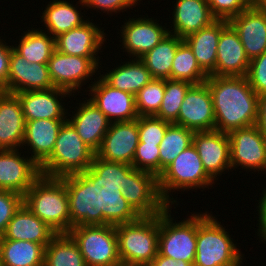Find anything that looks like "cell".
<instances>
[{
    "label": "cell",
    "mask_w": 266,
    "mask_h": 266,
    "mask_svg": "<svg viewBox=\"0 0 266 266\" xmlns=\"http://www.w3.org/2000/svg\"><path fill=\"white\" fill-rule=\"evenodd\" d=\"M229 23L237 31L250 61L266 52V16L256 6H249Z\"/></svg>",
    "instance_id": "23"
},
{
    "label": "cell",
    "mask_w": 266,
    "mask_h": 266,
    "mask_svg": "<svg viewBox=\"0 0 266 266\" xmlns=\"http://www.w3.org/2000/svg\"><path fill=\"white\" fill-rule=\"evenodd\" d=\"M194 132L215 130V115L210 90L203 82L193 84L181 104L178 119L173 123Z\"/></svg>",
    "instance_id": "15"
},
{
    "label": "cell",
    "mask_w": 266,
    "mask_h": 266,
    "mask_svg": "<svg viewBox=\"0 0 266 266\" xmlns=\"http://www.w3.org/2000/svg\"><path fill=\"white\" fill-rule=\"evenodd\" d=\"M93 206L111 217L155 216L168 205L158 190V178L132 167H114L92 189Z\"/></svg>",
    "instance_id": "1"
},
{
    "label": "cell",
    "mask_w": 266,
    "mask_h": 266,
    "mask_svg": "<svg viewBox=\"0 0 266 266\" xmlns=\"http://www.w3.org/2000/svg\"><path fill=\"white\" fill-rule=\"evenodd\" d=\"M194 262H186L183 260H174L171 257L162 256L159 252L152 260L149 266H193Z\"/></svg>",
    "instance_id": "48"
},
{
    "label": "cell",
    "mask_w": 266,
    "mask_h": 266,
    "mask_svg": "<svg viewBox=\"0 0 266 266\" xmlns=\"http://www.w3.org/2000/svg\"><path fill=\"white\" fill-rule=\"evenodd\" d=\"M132 168L160 175L159 144L139 142L131 165Z\"/></svg>",
    "instance_id": "39"
},
{
    "label": "cell",
    "mask_w": 266,
    "mask_h": 266,
    "mask_svg": "<svg viewBox=\"0 0 266 266\" xmlns=\"http://www.w3.org/2000/svg\"><path fill=\"white\" fill-rule=\"evenodd\" d=\"M170 124L155 116H138L139 142L160 144Z\"/></svg>",
    "instance_id": "40"
},
{
    "label": "cell",
    "mask_w": 266,
    "mask_h": 266,
    "mask_svg": "<svg viewBox=\"0 0 266 266\" xmlns=\"http://www.w3.org/2000/svg\"><path fill=\"white\" fill-rule=\"evenodd\" d=\"M39 168L41 175L46 177L80 180L91 189L98 184L96 153L67 120L58 132L51 155Z\"/></svg>",
    "instance_id": "4"
},
{
    "label": "cell",
    "mask_w": 266,
    "mask_h": 266,
    "mask_svg": "<svg viewBox=\"0 0 266 266\" xmlns=\"http://www.w3.org/2000/svg\"><path fill=\"white\" fill-rule=\"evenodd\" d=\"M249 6H255L259 0H244Z\"/></svg>",
    "instance_id": "50"
},
{
    "label": "cell",
    "mask_w": 266,
    "mask_h": 266,
    "mask_svg": "<svg viewBox=\"0 0 266 266\" xmlns=\"http://www.w3.org/2000/svg\"><path fill=\"white\" fill-rule=\"evenodd\" d=\"M68 1L69 0L48 1L44 11L41 13L42 16L41 14L39 16L41 22H44L42 24L44 29L41 30L48 32L52 37L55 38L61 33L81 26L88 20V18L85 19V17H87L86 15L83 16L84 12H86L83 0H78L75 6L72 3L74 1L71 0V3ZM79 6L81 8H79ZM81 9H83L84 12H81Z\"/></svg>",
    "instance_id": "27"
},
{
    "label": "cell",
    "mask_w": 266,
    "mask_h": 266,
    "mask_svg": "<svg viewBox=\"0 0 266 266\" xmlns=\"http://www.w3.org/2000/svg\"><path fill=\"white\" fill-rule=\"evenodd\" d=\"M193 84L183 80H165V93L161 107L155 117L174 123L178 119L181 104Z\"/></svg>",
    "instance_id": "37"
},
{
    "label": "cell",
    "mask_w": 266,
    "mask_h": 266,
    "mask_svg": "<svg viewBox=\"0 0 266 266\" xmlns=\"http://www.w3.org/2000/svg\"><path fill=\"white\" fill-rule=\"evenodd\" d=\"M2 266H44L45 246L30 241L0 240Z\"/></svg>",
    "instance_id": "33"
},
{
    "label": "cell",
    "mask_w": 266,
    "mask_h": 266,
    "mask_svg": "<svg viewBox=\"0 0 266 266\" xmlns=\"http://www.w3.org/2000/svg\"><path fill=\"white\" fill-rule=\"evenodd\" d=\"M86 266H118V239L114 217L104 215L93 205L71 228Z\"/></svg>",
    "instance_id": "5"
},
{
    "label": "cell",
    "mask_w": 266,
    "mask_h": 266,
    "mask_svg": "<svg viewBox=\"0 0 266 266\" xmlns=\"http://www.w3.org/2000/svg\"><path fill=\"white\" fill-rule=\"evenodd\" d=\"M215 181L206 173L196 147L192 144L182 151L158 176V190L162 200L168 205L178 207V198L172 194L181 190H198L215 185ZM171 196V197H170ZM177 199V200H176Z\"/></svg>",
    "instance_id": "8"
},
{
    "label": "cell",
    "mask_w": 266,
    "mask_h": 266,
    "mask_svg": "<svg viewBox=\"0 0 266 266\" xmlns=\"http://www.w3.org/2000/svg\"><path fill=\"white\" fill-rule=\"evenodd\" d=\"M25 119L15 94L0 91V149H21Z\"/></svg>",
    "instance_id": "26"
},
{
    "label": "cell",
    "mask_w": 266,
    "mask_h": 266,
    "mask_svg": "<svg viewBox=\"0 0 266 266\" xmlns=\"http://www.w3.org/2000/svg\"><path fill=\"white\" fill-rule=\"evenodd\" d=\"M23 204L57 234L69 233L93 205L92 189L80 180L41 175Z\"/></svg>",
    "instance_id": "2"
},
{
    "label": "cell",
    "mask_w": 266,
    "mask_h": 266,
    "mask_svg": "<svg viewBox=\"0 0 266 266\" xmlns=\"http://www.w3.org/2000/svg\"><path fill=\"white\" fill-rule=\"evenodd\" d=\"M193 145L206 173L214 181L217 182L227 170L231 171L230 140L227 133L217 130L194 132Z\"/></svg>",
    "instance_id": "18"
},
{
    "label": "cell",
    "mask_w": 266,
    "mask_h": 266,
    "mask_svg": "<svg viewBox=\"0 0 266 266\" xmlns=\"http://www.w3.org/2000/svg\"><path fill=\"white\" fill-rule=\"evenodd\" d=\"M246 77L258 96L266 93V52L250 61Z\"/></svg>",
    "instance_id": "42"
},
{
    "label": "cell",
    "mask_w": 266,
    "mask_h": 266,
    "mask_svg": "<svg viewBox=\"0 0 266 266\" xmlns=\"http://www.w3.org/2000/svg\"><path fill=\"white\" fill-rule=\"evenodd\" d=\"M208 75L199 66L190 47L182 41L172 61L171 79L188 81L192 84L205 82Z\"/></svg>",
    "instance_id": "36"
},
{
    "label": "cell",
    "mask_w": 266,
    "mask_h": 266,
    "mask_svg": "<svg viewBox=\"0 0 266 266\" xmlns=\"http://www.w3.org/2000/svg\"><path fill=\"white\" fill-rule=\"evenodd\" d=\"M67 119H37L25 121V135L21 146L40 166L52 153L58 132ZM25 146V147H24ZM27 147V149H26Z\"/></svg>",
    "instance_id": "24"
},
{
    "label": "cell",
    "mask_w": 266,
    "mask_h": 266,
    "mask_svg": "<svg viewBox=\"0 0 266 266\" xmlns=\"http://www.w3.org/2000/svg\"><path fill=\"white\" fill-rule=\"evenodd\" d=\"M205 82L212 96L215 130L229 134L256 125L259 96L246 76L209 75Z\"/></svg>",
    "instance_id": "3"
},
{
    "label": "cell",
    "mask_w": 266,
    "mask_h": 266,
    "mask_svg": "<svg viewBox=\"0 0 266 266\" xmlns=\"http://www.w3.org/2000/svg\"><path fill=\"white\" fill-rule=\"evenodd\" d=\"M249 63L237 31L228 23L218 40L214 76H246Z\"/></svg>",
    "instance_id": "22"
},
{
    "label": "cell",
    "mask_w": 266,
    "mask_h": 266,
    "mask_svg": "<svg viewBox=\"0 0 266 266\" xmlns=\"http://www.w3.org/2000/svg\"><path fill=\"white\" fill-rule=\"evenodd\" d=\"M173 17L168 28L169 33L185 38L187 35L199 31L216 20L212 15L207 0H176L172 6ZM173 27V28H172ZM172 29V30H171Z\"/></svg>",
    "instance_id": "25"
},
{
    "label": "cell",
    "mask_w": 266,
    "mask_h": 266,
    "mask_svg": "<svg viewBox=\"0 0 266 266\" xmlns=\"http://www.w3.org/2000/svg\"><path fill=\"white\" fill-rule=\"evenodd\" d=\"M120 62L119 64L116 63L115 68L106 70V73L101 68L99 71L100 75L98 76L112 88L136 95L142 87L153 79L151 73L139 58H126V61Z\"/></svg>",
    "instance_id": "30"
},
{
    "label": "cell",
    "mask_w": 266,
    "mask_h": 266,
    "mask_svg": "<svg viewBox=\"0 0 266 266\" xmlns=\"http://www.w3.org/2000/svg\"><path fill=\"white\" fill-rule=\"evenodd\" d=\"M138 143V118L112 122L96 152L98 182L105 172L114 167H131Z\"/></svg>",
    "instance_id": "10"
},
{
    "label": "cell",
    "mask_w": 266,
    "mask_h": 266,
    "mask_svg": "<svg viewBox=\"0 0 266 266\" xmlns=\"http://www.w3.org/2000/svg\"><path fill=\"white\" fill-rule=\"evenodd\" d=\"M172 206L160 213L158 252L174 260L194 262L197 249V213L190 212L183 220L171 216ZM177 221V222H176Z\"/></svg>",
    "instance_id": "9"
},
{
    "label": "cell",
    "mask_w": 266,
    "mask_h": 266,
    "mask_svg": "<svg viewBox=\"0 0 266 266\" xmlns=\"http://www.w3.org/2000/svg\"><path fill=\"white\" fill-rule=\"evenodd\" d=\"M87 99L82 98V103L78 101L79 105L75 107L77 110L74 108V111L67 112V121L75 128L83 142L96 153L111 122L91 100Z\"/></svg>",
    "instance_id": "21"
},
{
    "label": "cell",
    "mask_w": 266,
    "mask_h": 266,
    "mask_svg": "<svg viewBox=\"0 0 266 266\" xmlns=\"http://www.w3.org/2000/svg\"><path fill=\"white\" fill-rule=\"evenodd\" d=\"M11 47L8 42L0 37V91L6 92V84L9 74Z\"/></svg>",
    "instance_id": "45"
},
{
    "label": "cell",
    "mask_w": 266,
    "mask_h": 266,
    "mask_svg": "<svg viewBox=\"0 0 266 266\" xmlns=\"http://www.w3.org/2000/svg\"><path fill=\"white\" fill-rule=\"evenodd\" d=\"M44 266H86L79 246L69 233L56 234L45 247Z\"/></svg>",
    "instance_id": "34"
},
{
    "label": "cell",
    "mask_w": 266,
    "mask_h": 266,
    "mask_svg": "<svg viewBox=\"0 0 266 266\" xmlns=\"http://www.w3.org/2000/svg\"><path fill=\"white\" fill-rule=\"evenodd\" d=\"M15 95L21 103L25 121L67 119V112L70 109L63 99L66 97L70 99L72 95L66 90L54 87L48 90L18 92Z\"/></svg>",
    "instance_id": "19"
},
{
    "label": "cell",
    "mask_w": 266,
    "mask_h": 266,
    "mask_svg": "<svg viewBox=\"0 0 266 266\" xmlns=\"http://www.w3.org/2000/svg\"><path fill=\"white\" fill-rule=\"evenodd\" d=\"M88 84L85 90L89 92L87 98L105 114L111 123L138 118L135 95L112 88L100 76L94 78L93 84Z\"/></svg>",
    "instance_id": "16"
},
{
    "label": "cell",
    "mask_w": 266,
    "mask_h": 266,
    "mask_svg": "<svg viewBox=\"0 0 266 266\" xmlns=\"http://www.w3.org/2000/svg\"><path fill=\"white\" fill-rule=\"evenodd\" d=\"M118 266H149V265H138V264H126V263H120Z\"/></svg>",
    "instance_id": "51"
},
{
    "label": "cell",
    "mask_w": 266,
    "mask_h": 266,
    "mask_svg": "<svg viewBox=\"0 0 266 266\" xmlns=\"http://www.w3.org/2000/svg\"><path fill=\"white\" fill-rule=\"evenodd\" d=\"M88 20L81 26L73 28L55 37V48L58 52L87 58H101L105 47L107 33L104 27ZM106 37V38H105ZM104 45V47H102ZM100 51V52H99Z\"/></svg>",
    "instance_id": "17"
},
{
    "label": "cell",
    "mask_w": 266,
    "mask_h": 266,
    "mask_svg": "<svg viewBox=\"0 0 266 266\" xmlns=\"http://www.w3.org/2000/svg\"><path fill=\"white\" fill-rule=\"evenodd\" d=\"M255 6L266 16V0H259Z\"/></svg>",
    "instance_id": "49"
},
{
    "label": "cell",
    "mask_w": 266,
    "mask_h": 266,
    "mask_svg": "<svg viewBox=\"0 0 266 266\" xmlns=\"http://www.w3.org/2000/svg\"><path fill=\"white\" fill-rule=\"evenodd\" d=\"M23 151L0 149V190L24 195L41 176L39 165Z\"/></svg>",
    "instance_id": "14"
},
{
    "label": "cell",
    "mask_w": 266,
    "mask_h": 266,
    "mask_svg": "<svg viewBox=\"0 0 266 266\" xmlns=\"http://www.w3.org/2000/svg\"><path fill=\"white\" fill-rule=\"evenodd\" d=\"M182 41L183 38L168 33L153 49L139 58L153 79H171L172 61Z\"/></svg>",
    "instance_id": "32"
},
{
    "label": "cell",
    "mask_w": 266,
    "mask_h": 266,
    "mask_svg": "<svg viewBox=\"0 0 266 266\" xmlns=\"http://www.w3.org/2000/svg\"><path fill=\"white\" fill-rule=\"evenodd\" d=\"M194 131L171 123L159 144L160 174L175 158L193 144Z\"/></svg>",
    "instance_id": "35"
},
{
    "label": "cell",
    "mask_w": 266,
    "mask_h": 266,
    "mask_svg": "<svg viewBox=\"0 0 266 266\" xmlns=\"http://www.w3.org/2000/svg\"><path fill=\"white\" fill-rule=\"evenodd\" d=\"M207 2L216 19L228 21L249 7L244 0H207Z\"/></svg>",
    "instance_id": "43"
},
{
    "label": "cell",
    "mask_w": 266,
    "mask_h": 266,
    "mask_svg": "<svg viewBox=\"0 0 266 266\" xmlns=\"http://www.w3.org/2000/svg\"><path fill=\"white\" fill-rule=\"evenodd\" d=\"M22 205L23 195L14 191L0 190V236Z\"/></svg>",
    "instance_id": "41"
},
{
    "label": "cell",
    "mask_w": 266,
    "mask_h": 266,
    "mask_svg": "<svg viewBox=\"0 0 266 266\" xmlns=\"http://www.w3.org/2000/svg\"><path fill=\"white\" fill-rule=\"evenodd\" d=\"M218 219L209 211L197 213V249L193 266H235L246 260L233 235Z\"/></svg>",
    "instance_id": "7"
},
{
    "label": "cell",
    "mask_w": 266,
    "mask_h": 266,
    "mask_svg": "<svg viewBox=\"0 0 266 266\" xmlns=\"http://www.w3.org/2000/svg\"><path fill=\"white\" fill-rule=\"evenodd\" d=\"M86 10L93 9L99 13H105L106 15L113 16L114 14H120L128 9L136 7V3L133 0H83ZM128 8V9H127ZM99 10V11H98ZM101 10V12H100Z\"/></svg>",
    "instance_id": "44"
},
{
    "label": "cell",
    "mask_w": 266,
    "mask_h": 266,
    "mask_svg": "<svg viewBox=\"0 0 266 266\" xmlns=\"http://www.w3.org/2000/svg\"><path fill=\"white\" fill-rule=\"evenodd\" d=\"M144 16V17H143ZM131 16L124 21L121 29H118L120 42L123 52L127 53L129 58H140L146 52L153 49L168 33V26L162 22L159 23L157 18H149L148 15H141L139 18ZM122 39V40H121Z\"/></svg>",
    "instance_id": "12"
},
{
    "label": "cell",
    "mask_w": 266,
    "mask_h": 266,
    "mask_svg": "<svg viewBox=\"0 0 266 266\" xmlns=\"http://www.w3.org/2000/svg\"><path fill=\"white\" fill-rule=\"evenodd\" d=\"M100 59L67 55L55 50L47 63L54 87L68 91L72 98L75 95L73 100L77 96L75 93H82L81 90L84 92L82 95L88 94L82 87L90 82L89 80L94 83L92 77L99 75L98 70L103 64Z\"/></svg>",
    "instance_id": "11"
},
{
    "label": "cell",
    "mask_w": 266,
    "mask_h": 266,
    "mask_svg": "<svg viewBox=\"0 0 266 266\" xmlns=\"http://www.w3.org/2000/svg\"><path fill=\"white\" fill-rule=\"evenodd\" d=\"M121 263L149 265L159 249L160 214L114 217Z\"/></svg>",
    "instance_id": "6"
},
{
    "label": "cell",
    "mask_w": 266,
    "mask_h": 266,
    "mask_svg": "<svg viewBox=\"0 0 266 266\" xmlns=\"http://www.w3.org/2000/svg\"><path fill=\"white\" fill-rule=\"evenodd\" d=\"M230 157L231 172L238 169L265 173L266 175V139L256 125L231 131ZM240 167V168H239ZM236 168V169H235ZM233 169V170H232Z\"/></svg>",
    "instance_id": "13"
},
{
    "label": "cell",
    "mask_w": 266,
    "mask_h": 266,
    "mask_svg": "<svg viewBox=\"0 0 266 266\" xmlns=\"http://www.w3.org/2000/svg\"><path fill=\"white\" fill-rule=\"evenodd\" d=\"M27 29L12 44L13 49L30 63L47 64L55 48V38L41 28ZM18 42V43H17Z\"/></svg>",
    "instance_id": "31"
},
{
    "label": "cell",
    "mask_w": 266,
    "mask_h": 266,
    "mask_svg": "<svg viewBox=\"0 0 266 266\" xmlns=\"http://www.w3.org/2000/svg\"><path fill=\"white\" fill-rule=\"evenodd\" d=\"M244 262L240 261L238 264H236L235 266H243Z\"/></svg>",
    "instance_id": "52"
},
{
    "label": "cell",
    "mask_w": 266,
    "mask_h": 266,
    "mask_svg": "<svg viewBox=\"0 0 266 266\" xmlns=\"http://www.w3.org/2000/svg\"><path fill=\"white\" fill-rule=\"evenodd\" d=\"M54 88L47 64L30 63L11 47L6 92L39 91Z\"/></svg>",
    "instance_id": "20"
},
{
    "label": "cell",
    "mask_w": 266,
    "mask_h": 266,
    "mask_svg": "<svg viewBox=\"0 0 266 266\" xmlns=\"http://www.w3.org/2000/svg\"><path fill=\"white\" fill-rule=\"evenodd\" d=\"M56 234L23 204L8 223L0 240L30 241L46 247Z\"/></svg>",
    "instance_id": "28"
},
{
    "label": "cell",
    "mask_w": 266,
    "mask_h": 266,
    "mask_svg": "<svg viewBox=\"0 0 266 266\" xmlns=\"http://www.w3.org/2000/svg\"><path fill=\"white\" fill-rule=\"evenodd\" d=\"M165 93V79H152L135 95L138 116H155Z\"/></svg>",
    "instance_id": "38"
},
{
    "label": "cell",
    "mask_w": 266,
    "mask_h": 266,
    "mask_svg": "<svg viewBox=\"0 0 266 266\" xmlns=\"http://www.w3.org/2000/svg\"><path fill=\"white\" fill-rule=\"evenodd\" d=\"M262 193H261V197L259 198L258 204L256 209L257 212V217H258V223L256 225V227H258V231L256 232L259 236V242H262L264 244H266V188H262Z\"/></svg>",
    "instance_id": "46"
},
{
    "label": "cell",
    "mask_w": 266,
    "mask_h": 266,
    "mask_svg": "<svg viewBox=\"0 0 266 266\" xmlns=\"http://www.w3.org/2000/svg\"><path fill=\"white\" fill-rule=\"evenodd\" d=\"M228 20L216 19L210 25L183 38L197 59L201 69L209 76L214 75L217 59V45L221 30Z\"/></svg>",
    "instance_id": "29"
},
{
    "label": "cell",
    "mask_w": 266,
    "mask_h": 266,
    "mask_svg": "<svg viewBox=\"0 0 266 266\" xmlns=\"http://www.w3.org/2000/svg\"><path fill=\"white\" fill-rule=\"evenodd\" d=\"M256 126L266 139V93L258 98V119Z\"/></svg>",
    "instance_id": "47"
},
{
    "label": "cell",
    "mask_w": 266,
    "mask_h": 266,
    "mask_svg": "<svg viewBox=\"0 0 266 266\" xmlns=\"http://www.w3.org/2000/svg\"><path fill=\"white\" fill-rule=\"evenodd\" d=\"M137 5H140L138 3H140L141 0H133Z\"/></svg>",
    "instance_id": "53"
}]
</instances>
